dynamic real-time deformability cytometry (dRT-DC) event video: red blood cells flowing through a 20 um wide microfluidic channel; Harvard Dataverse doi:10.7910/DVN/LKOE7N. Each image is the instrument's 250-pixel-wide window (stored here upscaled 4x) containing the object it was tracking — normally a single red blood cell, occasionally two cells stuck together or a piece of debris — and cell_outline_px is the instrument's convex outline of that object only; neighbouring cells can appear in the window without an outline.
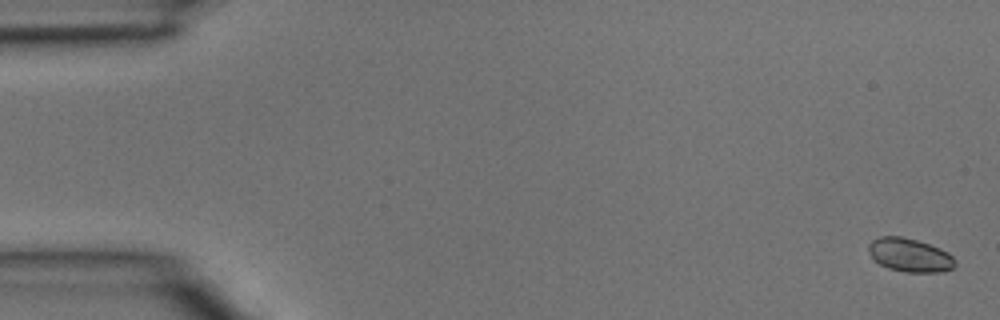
{"species": "common noctule bat (a hibernating species)", "species_latin": "Nyctalus noctula", "temperature_condition": "room temperature", "stored_images_in_passage": 4, "segment_of_instrument_passage": [1, 2], "camera_frame_rate_fps": 3000, "um_per_image_px": 0.085, "animal": {"sex": "male", "body_mass_g": 15.6}, "frame": {"image": 1, "passage_image": 1, "time_ms": 0.0, "image_size_px": [1000, 320], "cell_outline_px": [[956, 264], [952, 268], [940, 272], [908, 272], [888, 268], [880, 264], [868, 252], [868, 244], [872, 240], [880, 236], [900, 236], [916, 240], [940, 248], [948, 252], [956, 260]], "centroid_in_image_um": [77.33, 21.68], "position_along_channel_um": 7.7, "area_um2": 16.82}}